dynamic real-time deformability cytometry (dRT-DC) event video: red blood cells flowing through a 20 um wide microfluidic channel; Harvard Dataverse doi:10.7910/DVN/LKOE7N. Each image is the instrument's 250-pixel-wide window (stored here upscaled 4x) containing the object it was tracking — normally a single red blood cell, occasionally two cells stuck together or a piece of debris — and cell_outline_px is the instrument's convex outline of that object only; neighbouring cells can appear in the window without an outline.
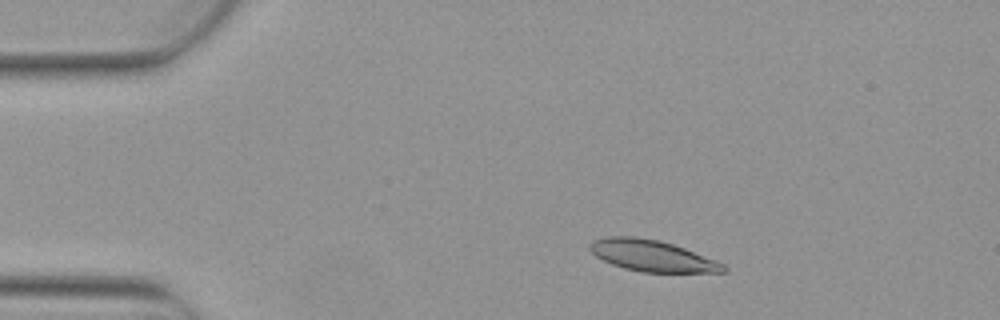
{"species": "Egyptian fruit bat (a non-hibernating species)", "species_latin": "Rousettus aegyptiacus", "temperature_condition": "warm", "stored_images_in_passage": 6, "camera_frame_rate_fps": 3000, "um_per_image_px": 0.085, "animal": {"sex": "female"}, "frame": {"image": 1, "passage_image": 2, "time_ms": 0.333, "image_size_px": [1000, 320], "cell_outline_px": [[728, 272], [644, 272], [624, 268], [612, 264], [596, 256], [588, 248], [588, 244], [592, 240], [608, 236], [632, 236], [660, 240], [684, 248], [724, 264], [728, 268]], "centroid_in_image_um": [55.4, 21.73], "position_along_channel_um": 29.6, "area_um2": 24.22}}
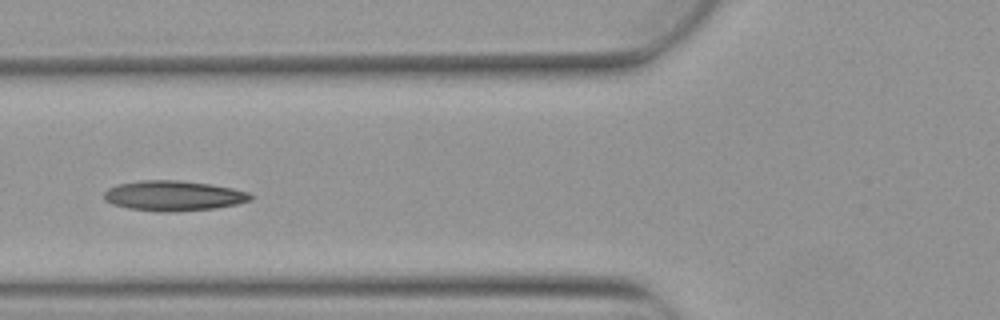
{"frame": {"image": 2, "passage_image": 5, "time_ms": 1.333, "image_size_px": [1000, 320], "cell_outline_px": [[252, 200], [236, 204], [216, 208], [176, 212], [156, 212], [128, 208], [112, 204], [104, 200], [104, 192], [108, 188], [116, 184], [140, 180], [180, 180], [208, 184], [232, 188], [248, 192], [252, 196]], "centroid_in_image_um": [14.71, 16.64], "position_along_channel_um": 111.1, "area_um2": 25.95}}
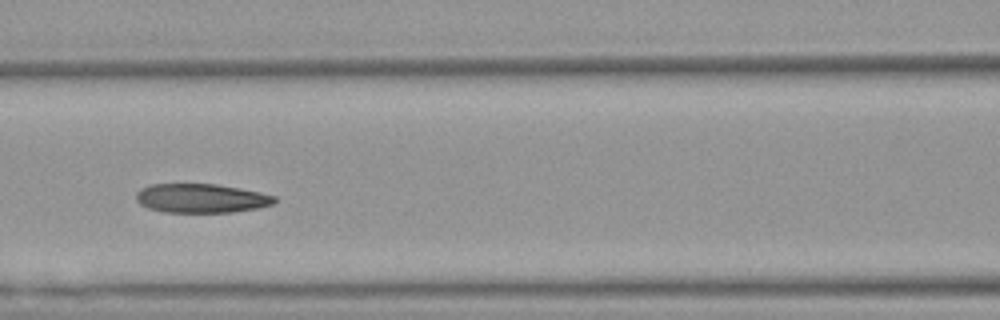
{"frame": {"image": 3, "passage_image": 6, "time_ms": 1.667, "image_size_px": [1000, 320], "cell_outline_px": [[276, 200], [272, 204], [260, 208], [232, 212], [164, 212], [148, 208], [140, 204], [136, 200], [136, 192], [140, 188], [152, 184], [216, 184], [240, 188], [260, 192], [276, 196]], "centroid_in_image_um": [17.1, 16.85], "position_along_channel_um": 149.5, "area_um2": 23.52}}